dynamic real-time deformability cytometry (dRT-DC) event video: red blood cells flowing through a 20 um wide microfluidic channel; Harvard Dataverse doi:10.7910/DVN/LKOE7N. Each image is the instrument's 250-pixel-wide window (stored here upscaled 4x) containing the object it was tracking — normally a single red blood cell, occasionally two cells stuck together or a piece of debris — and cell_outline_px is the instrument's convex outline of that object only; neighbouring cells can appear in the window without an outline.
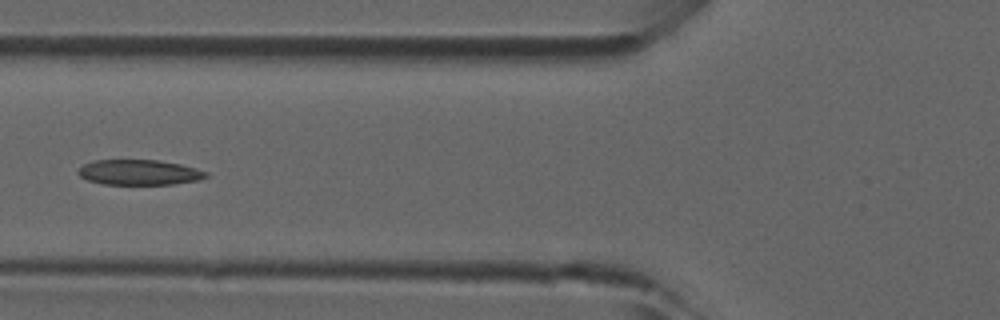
{"species": "common noctule bat (a hibernating species)", "species_latin": "Nyctalus noctula", "temperature_condition": "room temperature", "stored_images_in_passage": 28, "camera_frame_rate_fps": 3000, "um_per_image_px": 0.085, "animal": {"sex": "male", "forearm_length_mm": 52.5}, "frame": {"image": 1, "passage_image": 8, "time_ms": 2.333, "image_size_px": [1000, 320], "cell_outline_px": [[208, 176], [200, 180], [172, 184], [104, 184], [88, 180], [80, 176], [76, 172], [84, 164], [92, 160], [156, 160], [180, 164], [196, 168], [208, 172]], "centroid_in_image_um": [11.84, 14.65], "position_along_channel_um": 114.0, "area_um2": 18.79}}